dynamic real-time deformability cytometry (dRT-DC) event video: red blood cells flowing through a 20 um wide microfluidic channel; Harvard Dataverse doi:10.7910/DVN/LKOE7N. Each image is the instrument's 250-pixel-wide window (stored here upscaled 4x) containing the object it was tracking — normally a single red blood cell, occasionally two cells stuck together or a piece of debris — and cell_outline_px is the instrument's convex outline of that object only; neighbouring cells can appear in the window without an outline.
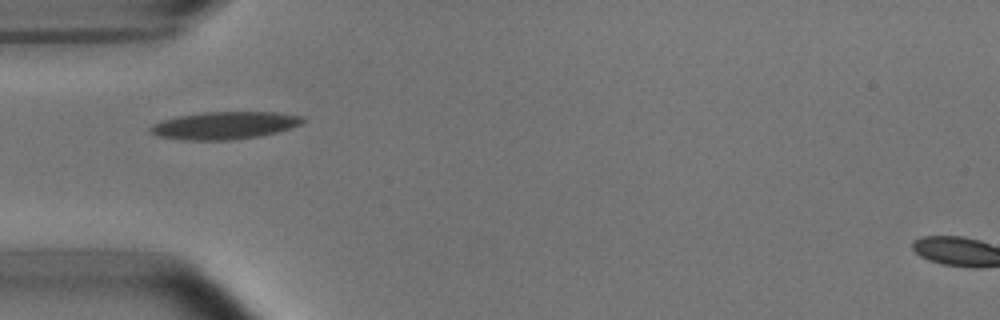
{"species": "common noctule bat (a hibernating species)", "species_latin": "Nyctalus noctula", "temperature_condition": "room temperature", "stored_images_in_passage": 9, "camera_frame_rate_fps": 3000, "um_per_image_px": 0.085, "animal": {"sex": "male", "body_mass_g": 15.6}, "frame": {"image": 1, "passage_image": 1, "time_ms": 0.0, "image_size_px": [1000, 320], "cell_outline_px": [[308, 120], [292, 128], [260, 136], [228, 140], [184, 140], [156, 136], [148, 128], [152, 124], [176, 116], [204, 112], [276, 112], [304, 116]], "centroid_in_image_um": [19.11, 10.66], "position_along_channel_um": 65.9, "area_um2": 24.57}}
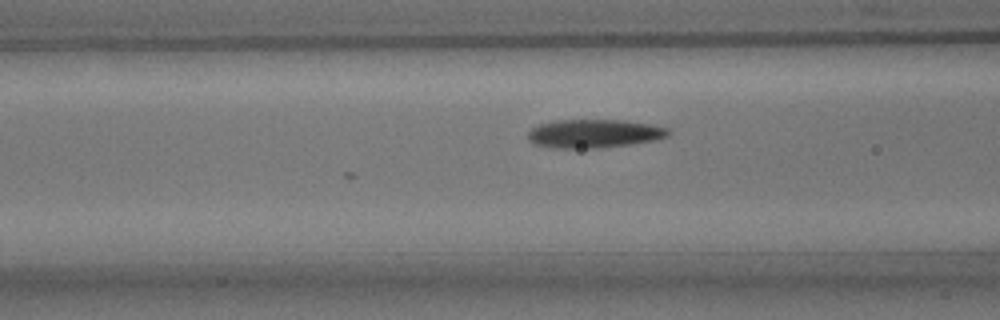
{"frame": {"image": 2, "passage_image": 5, "time_ms": 1.333, "image_size_px": [1000, 320], "cell_outline_px": [[668, 136], [656, 140], [632, 144], [600, 148], [552, 148], [532, 144], [528, 140], [528, 132], [532, 128], [540, 124], [556, 120], [624, 120], [652, 124], [668, 128]], "centroid_in_image_um": [50.49, 11.36], "position_along_channel_um": 116.1, "area_um2": 23.52}}
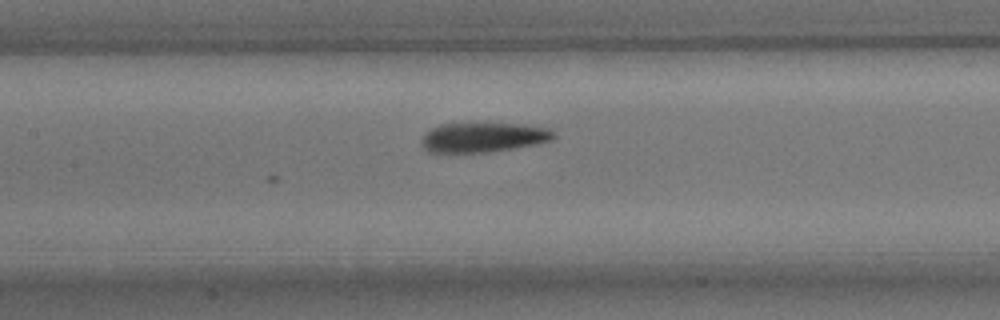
{"frame": {"image": 3, "passage_image": 9, "time_ms": 2.667, "image_size_px": [1000, 320], "cell_outline_px": [[556, 136], [552, 140], [536, 144], [516, 148], [488, 152], [428, 152], [424, 148], [424, 136], [432, 128], [440, 124], [516, 124], [548, 128]], "centroid_in_image_um": [41.12, 11.68], "position_along_channel_um": 166.3, "area_um2": 22.31}}